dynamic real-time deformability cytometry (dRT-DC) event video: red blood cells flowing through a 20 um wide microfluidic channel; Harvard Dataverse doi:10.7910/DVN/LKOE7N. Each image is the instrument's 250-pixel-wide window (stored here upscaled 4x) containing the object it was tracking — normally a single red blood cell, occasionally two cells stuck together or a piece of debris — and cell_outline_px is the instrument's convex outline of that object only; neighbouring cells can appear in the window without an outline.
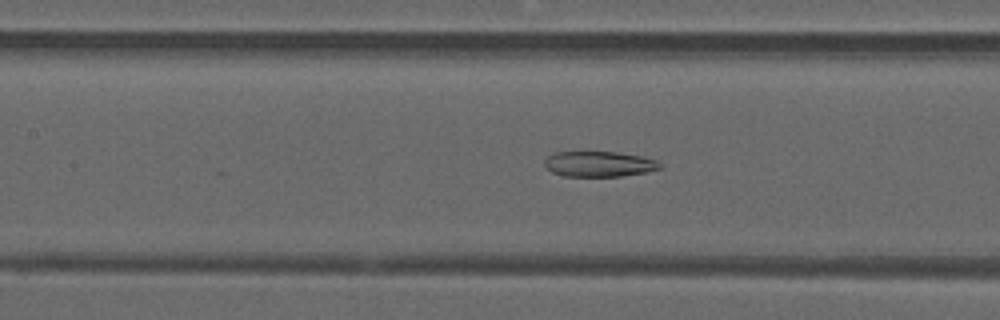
{"species": "common noctule bat (a hibernating species)", "species_latin": "Nyctalus noctula", "temperature_condition": "warm", "stored_images_in_passage": 26, "camera_frame_rate_fps": 3000, "um_per_image_px": 0.085, "animal": {"sex": "male", "forearm_length_mm": 52.5}, "frame": {"image": 1, "passage_image": 9, "time_ms": 2.667, "image_size_px": [1000, 320], "cell_outline_px": [[660, 168], [644, 172], [620, 176], [564, 176], [552, 172], [544, 164], [544, 160], [548, 156], [556, 152], [616, 152], [644, 156], [656, 160], [660, 164]], "centroid_in_image_um": [50.9, 13.93], "position_along_channel_um": 156.5, "area_um2": 16.94}}
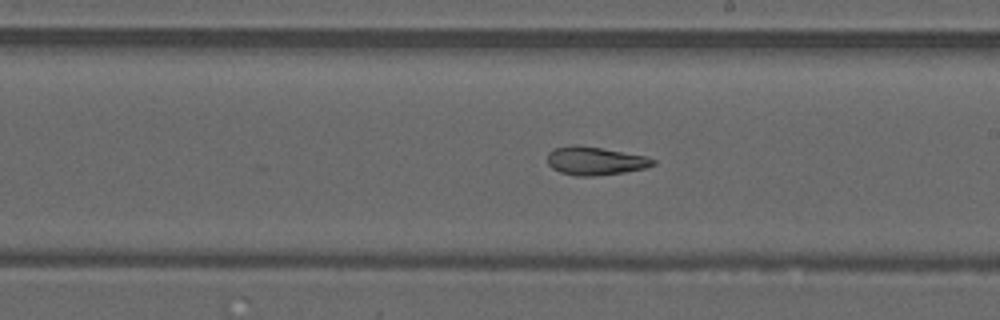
{"frame": {"image": 2, "passage_image": 15, "time_ms": 4.667, "image_size_px": [1000, 320], "cell_outline_px": [[656, 164], [644, 168], [624, 172], [596, 176], [576, 176], [560, 172], [552, 168], [548, 164], [548, 152], [552, 148], [572, 144], [576, 144], [600, 148], [644, 156], [656, 160]], "centroid_in_image_um": [50.54, 13.67], "position_along_channel_um": 238.5, "area_um2": 17.4}}
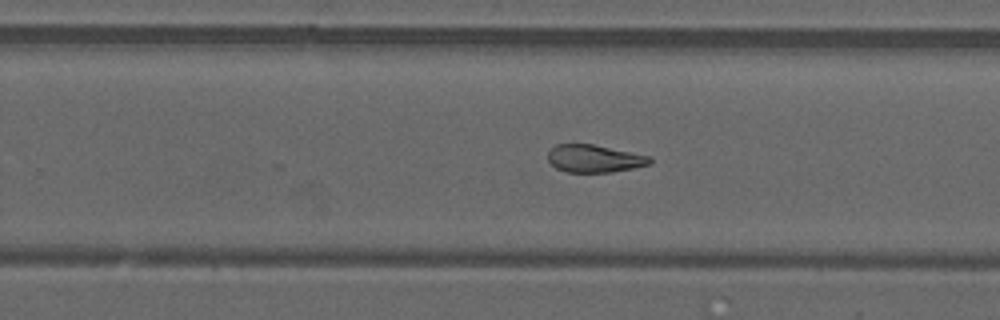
{"frame": {"image": 3, "passage_image": 18, "time_ms": 5.667, "image_size_px": [1000, 320], "cell_outline_px": [[652, 164], [612, 172], [564, 172], [556, 168], [548, 160], [548, 152], [556, 144], [592, 144], [652, 156]], "centroid_in_image_um": [50.54, 13.48], "position_along_channel_um": 279.3, "area_um2": 16.47}, "authors_computed_cell_mechanics": {"area_um2": 17.6868, "velocity_mm_per_s": 4.118, "shape_relaxation_time_tau1_ms": null, "shape_relaxation_time_tau2_ms": 2.6298, "deformation_change_tau1": null, "deformation_change_tau2": 0.1058}}